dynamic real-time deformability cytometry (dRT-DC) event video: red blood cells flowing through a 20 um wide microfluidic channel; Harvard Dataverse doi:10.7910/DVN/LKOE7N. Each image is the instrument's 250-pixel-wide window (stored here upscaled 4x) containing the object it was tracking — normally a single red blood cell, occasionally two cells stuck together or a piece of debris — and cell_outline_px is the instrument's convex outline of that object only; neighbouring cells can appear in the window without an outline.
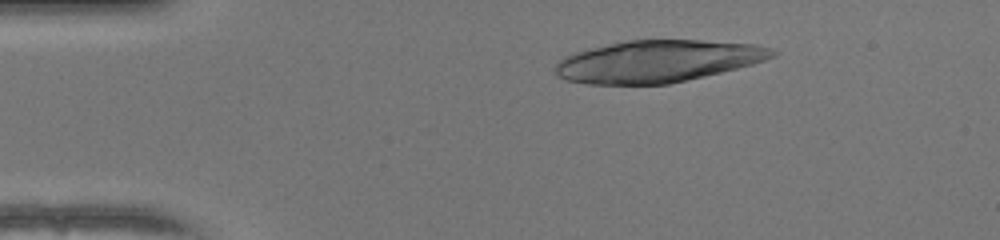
{"species": "human", "species_latin": "Homo sapiens", "temperature_condition": "warm", "stored_images_in_passage": 48, "camera_frame_rate_fps": 3000, "um_per_image_px": 0.085, "donor": {"sex": "female"}, "frame": {"image": 1, "passage_image": 8, "time_ms": 2.333, "image_size_px": [1000, 240], "cell_outline_px": [[780, 52], [776, 56], [752, 64], [704, 76], [668, 84], [588, 84], [564, 80], [556, 76], [556, 64], [560, 60], [576, 52], [608, 44], [628, 40], [700, 40], [756, 44]], "centroid_in_image_um": [55.91, 5.21], "position_along_channel_um": 29.1, "area_um2": 52.77}}